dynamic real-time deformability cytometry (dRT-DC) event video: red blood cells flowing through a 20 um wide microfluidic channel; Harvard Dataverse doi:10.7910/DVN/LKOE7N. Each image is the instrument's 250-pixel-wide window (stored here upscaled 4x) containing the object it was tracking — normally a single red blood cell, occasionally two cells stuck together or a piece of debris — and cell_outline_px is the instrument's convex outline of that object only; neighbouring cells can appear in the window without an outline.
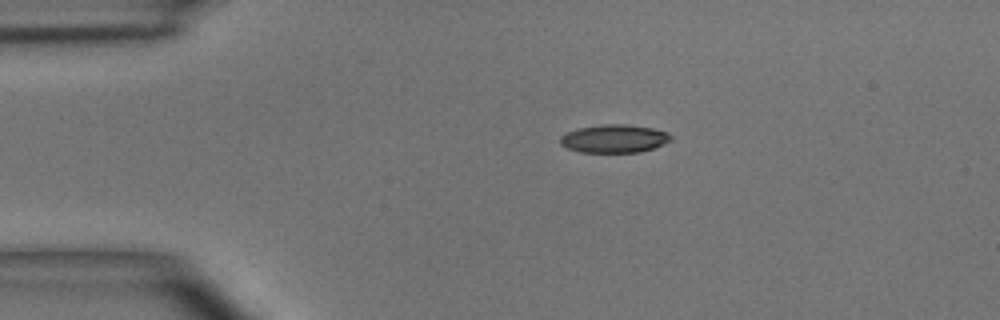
{"species": "common noctule bat (a hibernating species)", "species_latin": "Nyctalus noctula", "temperature_condition": "room temperature", "stored_images_in_passage": 42, "camera_frame_rate_fps": 3000, "um_per_image_px": 0.085, "animal": {"sex": "male", "body_mass_g": 15.6}, "frame": {"image": 1, "passage_image": 1, "time_ms": 0.0, "image_size_px": [1000, 320], "cell_outline_px": [[672, 140], [652, 148], [640, 152], [580, 152], [568, 148], [560, 144], [560, 136], [568, 132], [580, 128], [604, 124], [628, 124], [652, 128], [668, 132], [672, 136]], "centroid_in_image_um": [52.22, 11.78], "position_along_channel_um": 32.8, "area_um2": 18.03}}
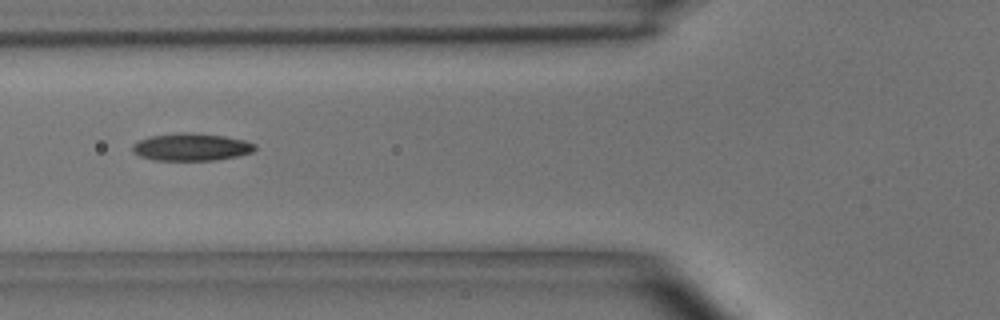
{"frame": {"image": 2, "passage_image": 10, "time_ms": 3.0, "image_size_px": [1000, 320], "cell_outline_px": [[256, 148], [252, 152], [236, 156], [216, 160], [152, 160], [140, 156], [132, 152], [132, 144], [136, 140], [148, 136], [176, 132], [192, 132], [224, 136], [244, 140], [256, 144]], "centroid_in_image_um": [16.2, 12.48], "position_along_channel_um": 109.6, "area_um2": 19.88}}
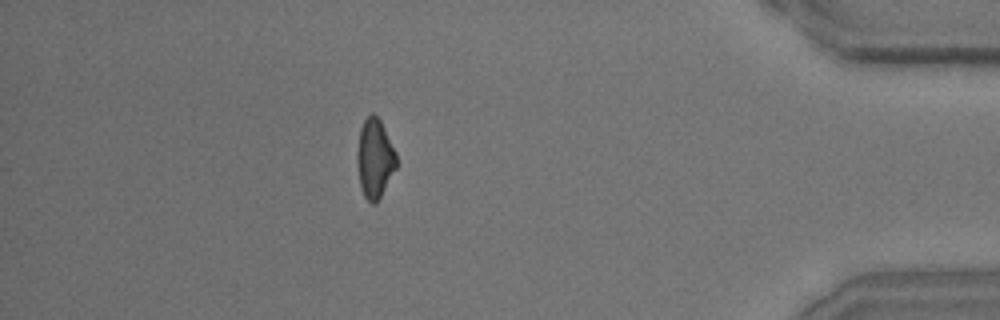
{"frame": {"image": 3, "passage_image": 36, "time_ms": 11.667, "image_size_px": [1000, 320], "cell_outline_px": [[396, 168], [376, 204], [372, 204], [364, 196], [360, 184], [356, 160], [356, 152], [360, 128], [364, 120], [372, 112], [380, 120], [396, 152]], "centroid_in_image_um": [31.84, 13.46], "position_along_channel_um": 403.4, "area_um2": 18.03}, "authors_computed_cell_mechanics": {"area_um2": 18.4671, "velocity_mm_per_s": 3.8995, "shape_relaxation_time_tau1_ms": 7.368, "shape_relaxation_time_tau2_ms": 1.9587, "deformation_change_tau1": 0.161, "deformation_change_tau2": 0.0873}}